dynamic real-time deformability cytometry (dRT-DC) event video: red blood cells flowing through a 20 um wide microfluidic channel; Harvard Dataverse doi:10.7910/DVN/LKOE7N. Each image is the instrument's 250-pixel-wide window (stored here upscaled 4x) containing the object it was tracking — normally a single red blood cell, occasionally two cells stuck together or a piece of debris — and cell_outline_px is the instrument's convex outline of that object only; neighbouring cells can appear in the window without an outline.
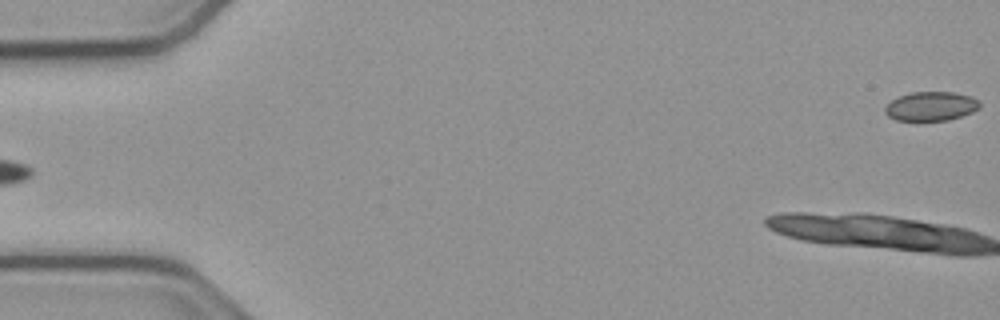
{"species": "common noctule bat (a hibernating species)", "species_latin": "Nyctalus noctula", "temperature_condition": "cold", "stored_images_in_passage": 10, "camera_frame_rate_fps": 3000, "um_per_image_px": 0.085, "animal": {"sex": "male", "body_mass_g": 23.1, "forearm_length_mm": 52.7}, "frame": {"image": 1, "passage_image": 1, "time_ms": 0.0, "image_size_px": [1000, 320], "cell_outline_px": [[980, 108], [972, 112], [948, 120], [896, 120], [888, 116], [884, 112], [884, 108], [892, 100], [900, 96], [912, 92], [952, 92], [972, 96], [980, 104]], "centroid_in_image_um": [79.13, 9.03], "position_along_channel_um": 5.9, "area_um2": 15.9}}